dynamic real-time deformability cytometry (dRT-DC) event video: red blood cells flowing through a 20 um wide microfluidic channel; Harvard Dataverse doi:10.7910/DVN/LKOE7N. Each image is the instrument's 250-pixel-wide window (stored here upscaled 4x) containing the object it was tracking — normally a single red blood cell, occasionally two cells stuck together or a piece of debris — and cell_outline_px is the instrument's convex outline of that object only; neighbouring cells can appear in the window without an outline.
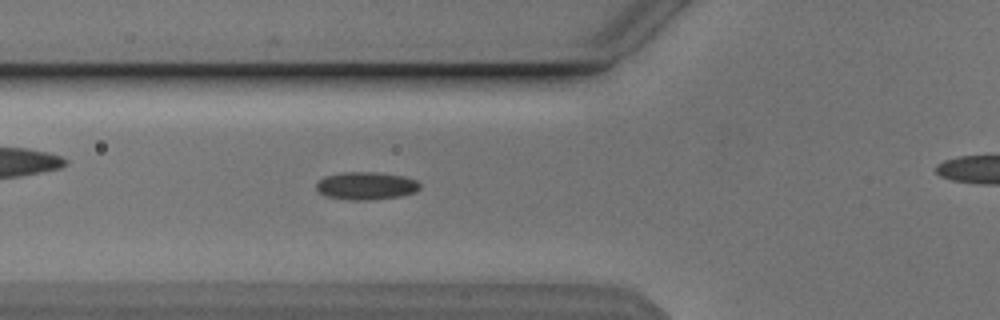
{"species": "Egyptian fruit bat (a non-hibernating species)", "species_latin": "Rousettus aegyptiacus", "temperature_condition": "cold", "stored_images_in_passage": 37, "camera_frame_rate_fps": 3000, "um_per_image_px": 0.085, "animal": {"sex": "male"}, "frame": {"image": 1, "passage_image": 10, "time_ms": 3.0, "image_size_px": [1000, 320], "cell_outline_px": [[420, 188], [416, 192], [400, 196], [368, 200], [348, 200], [328, 196], [320, 192], [316, 188], [316, 184], [324, 176], [340, 172], [376, 172], [404, 176], [416, 180], [420, 184]], "centroid_in_image_um": [31.13, 15.78], "position_along_channel_um": 94.7, "area_um2": 16.76}}
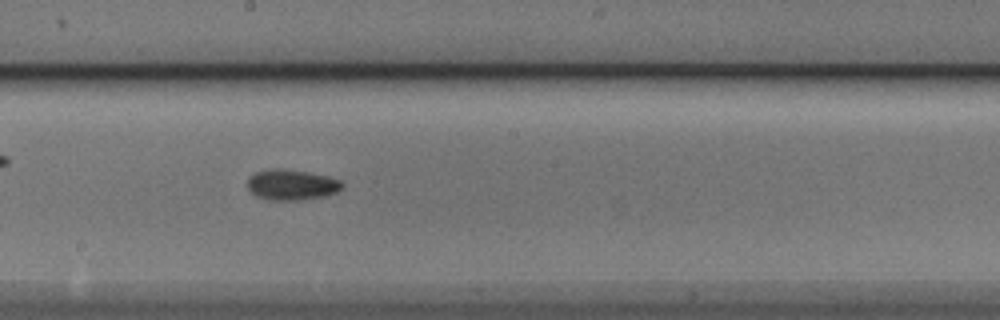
{"frame": {"image": 2, "passage_image": 20, "time_ms": 6.333, "image_size_px": [1000, 320], "cell_outline_px": [[344, 188], [336, 192], [324, 196], [296, 200], [268, 200], [256, 196], [248, 188], [248, 176], [256, 172], [272, 168], [280, 168], [308, 172], [328, 176], [344, 180]], "centroid_in_image_um": [24.82, 15.69], "position_along_channel_um": 223.4, "area_um2": 17.05}}
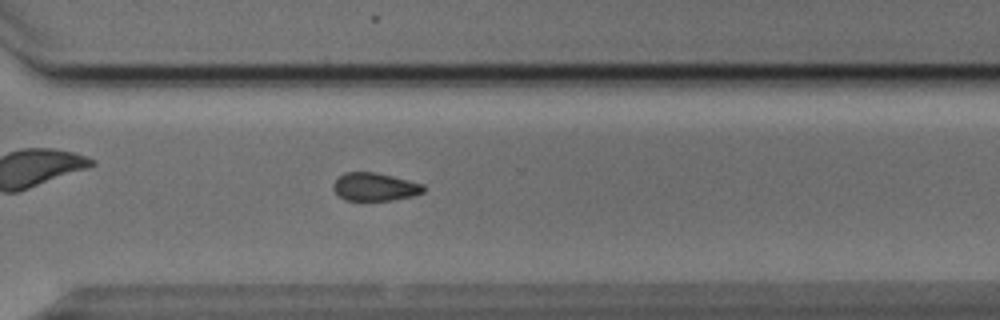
{"frame": {"image": 3, "passage_image": 29, "time_ms": 9.333, "image_size_px": [1000, 320], "cell_outline_px": [[424, 192], [412, 196], [392, 200], [344, 200], [332, 188], [332, 184], [344, 172], [376, 172], [424, 184]], "centroid_in_image_um": [31.85, 15.88], "position_along_channel_um": 338.7, "area_um2": 14.68}}